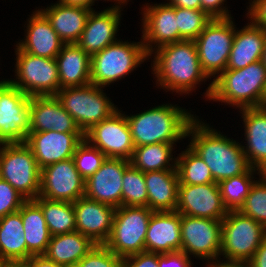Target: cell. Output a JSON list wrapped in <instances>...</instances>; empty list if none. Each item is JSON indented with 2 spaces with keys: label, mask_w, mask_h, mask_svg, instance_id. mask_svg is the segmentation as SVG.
<instances>
[{
  "label": "cell",
  "mask_w": 266,
  "mask_h": 267,
  "mask_svg": "<svg viewBox=\"0 0 266 267\" xmlns=\"http://www.w3.org/2000/svg\"><path fill=\"white\" fill-rule=\"evenodd\" d=\"M225 0H201V10L212 19L232 18L226 8H221Z\"/></svg>",
  "instance_id": "cell-45"
},
{
  "label": "cell",
  "mask_w": 266,
  "mask_h": 267,
  "mask_svg": "<svg viewBox=\"0 0 266 267\" xmlns=\"http://www.w3.org/2000/svg\"><path fill=\"white\" fill-rule=\"evenodd\" d=\"M266 239V228L239 211H228L222 220L221 251L226 262H248Z\"/></svg>",
  "instance_id": "cell-8"
},
{
  "label": "cell",
  "mask_w": 266,
  "mask_h": 267,
  "mask_svg": "<svg viewBox=\"0 0 266 267\" xmlns=\"http://www.w3.org/2000/svg\"><path fill=\"white\" fill-rule=\"evenodd\" d=\"M216 77L206 90L209 100L240 109L266 106V67L261 60L242 69H225Z\"/></svg>",
  "instance_id": "cell-3"
},
{
  "label": "cell",
  "mask_w": 266,
  "mask_h": 267,
  "mask_svg": "<svg viewBox=\"0 0 266 267\" xmlns=\"http://www.w3.org/2000/svg\"><path fill=\"white\" fill-rule=\"evenodd\" d=\"M16 76L8 80L26 95L55 96L59 91V76L55 58L34 56L16 48Z\"/></svg>",
  "instance_id": "cell-11"
},
{
  "label": "cell",
  "mask_w": 266,
  "mask_h": 267,
  "mask_svg": "<svg viewBox=\"0 0 266 267\" xmlns=\"http://www.w3.org/2000/svg\"><path fill=\"white\" fill-rule=\"evenodd\" d=\"M249 7L248 18L266 31V0H253Z\"/></svg>",
  "instance_id": "cell-46"
},
{
  "label": "cell",
  "mask_w": 266,
  "mask_h": 267,
  "mask_svg": "<svg viewBox=\"0 0 266 267\" xmlns=\"http://www.w3.org/2000/svg\"><path fill=\"white\" fill-rule=\"evenodd\" d=\"M105 159L106 156L86 139L77 146L73 155L76 169L85 180L101 167Z\"/></svg>",
  "instance_id": "cell-40"
},
{
  "label": "cell",
  "mask_w": 266,
  "mask_h": 267,
  "mask_svg": "<svg viewBox=\"0 0 266 267\" xmlns=\"http://www.w3.org/2000/svg\"><path fill=\"white\" fill-rule=\"evenodd\" d=\"M91 10L58 2L40 11L50 21L59 38L69 44L80 40Z\"/></svg>",
  "instance_id": "cell-27"
},
{
  "label": "cell",
  "mask_w": 266,
  "mask_h": 267,
  "mask_svg": "<svg viewBox=\"0 0 266 267\" xmlns=\"http://www.w3.org/2000/svg\"><path fill=\"white\" fill-rule=\"evenodd\" d=\"M147 57L149 55L143 42L129 43L118 40L91 56V84L99 87L110 85L129 75Z\"/></svg>",
  "instance_id": "cell-5"
},
{
  "label": "cell",
  "mask_w": 266,
  "mask_h": 267,
  "mask_svg": "<svg viewBox=\"0 0 266 267\" xmlns=\"http://www.w3.org/2000/svg\"><path fill=\"white\" fill-rule=\"evenodd\" d=\"M25 201L15 188L0 178V218L18 211Z\"/></svg>",
  "instance_id": "cell-42"
},
{
  "label": "cell",
  "mask_w": 266,
  "mask_h": 267,
  "mask_svg": "<svg viewBox=\"0 0 266 267\" xmlns=\"http://www.w3.org/2000/svg\"><path fill=\"white\" fill-rule=\"evenodd\" d=\"M126 118L134 146L138 147L175 144L187 137L188 126L195 117L178 106L165 104Z\"/></svg>",
  "instance_id": "cell-4"
},
{
  "label": "cell",
  "mask_w": 266,
  "mask_h": 267,
  "mask_svg": "<svg viewBox=\"0 0 266 267\" xmlns=\"http://www.w3.org/2000/svg\"><path fill=\"white\" fill-rule=\"evenodd\" d=\"M101 89L102 87L90 83L60 89L55 95L83 134L118 109Z\"/></svg>",
  "instance_id": "cell-6"
},
{
  "label": "cell",
  "mask_w": 266,
  "mask_h": 267,
  "mask_svg": "<svg viewBox=\"0 0 266 267\" xmlns=\"http://www.w3.org/2000/svg\"><path fill=\"white\" fill-rule=\"evenodd\" d=\"M192 134V135H191ZM186 136L190 147L208 165L215 182L245 173L250 165L242 145L194 118Z\"/></svg>",
  "instance_id": "cell-1"
},
{
  "label": "cell",
  "mask_w": 266,
  "mask_h": 267,
  "mask_svg": "<svg viewBox=\"0 0 266 267\" xmlns=\"http://www.w3.org/2000/svg\"><path fill=\"white\" fill-rule=\"evenodd\" d=\"M55 60L58 68L59 90L91 83V57L77 43L64 44Z\"/></svg>",
  "instance_id": "cell-26"
},
{
  "label": "cell",
  "mask_w": 266,
  "mask_h": 267,
  "mask_svg": "<svg viewBox=\"0 0 266 267\" xmlns=\"http://www.w3.org/2000/svg\"><path fill=\"white\" fill-rule=\"evenodd\" d=\"M251 187L239 212L262 224L266 228V173L260 175Z\"/></svg>",
  "instance_id": "cell-39"
},
{
  "label": "cell",
  "mask_w": 266,
  "mask_h": 267,
  "mask_svg": "<svg viewBox=\"0 0 266 267\" xmlns=\"http://www.w3.org/2000/svg\"><path fill=\"white\" fill-rule=\"evenodd\" d=\"M123 258L116 256L105 245H96L78 263L70 267H122Z\"/></svg>",
  "instance_id": "cell-41"
},
{
  "label": "cell",
  "mask_w": 266,
  "mask_h": 267,
  "mask_svg": "<svg viewBox=\"0 0 266 267\" xmlns=\"http://www.w3.org/2000/svg\"><path fill=\"white\" fill-rule=\"evenodd\" d=\"M261 62L266 67V38H265L263 53H262V57H261Z\"/></svg>",
  "instance_id": "cell-53"
},
{
  "label": "cell",
  "mask_w": 266,
  "mask_h": 267,
  "mask_svg": "<svg viewBox=\"0 0 266 267\" xmlns=\"http://www.w3.org/2000/svg\"><path fill=\"white\" fill-rule=\"evenodd\" d=\"M147 207L153 212L176 211L179 177L177 169L145 173Z\"/></svg>",
  "instance_id": "cell-28"
},
{
  "label": "cell",
  "mask_w": 266,
  "mask_h": 267,
  "mask_svg": "<svg viewBox=\"0 0 266 267\" xmlns=\"http://www.w3.org/2000/svg\"><path fill=\"white\" fill-rule=\"evenodd\" d=\"M145 173L130 165L122 179V206L147 207Z\"/></svg>",
  "instance_id": "cell-37"
},
{
  "label": "cell",
  "mask_w": 266,
  "mask_h": 267,
  "mask_svg": "<svg viewBox=\"0 0 266 267\" xmlns=\"http://www.w3.org/2000/svg\"><path fill=\"white\" fill-rule=\"evenodd\" d=\"M27 244V260L32 255H43L51 239L41 207L34 200H26L20 208Z\"/></svg>",
  "instance_id": "cell-32"
},
{
  "label": "cell",
  "mask_w": 266,
  "mask_h": 267,
  "mask_svg": "<svg viewBox=\"0 0 266 267\" xmlns=\"http://www.w3.org/2000/svg\"><path fill=\"white\" fill-rule=\"evenodd\" d=\"M31 97L8 80L0 81V145L26 142Z\"/></svg>",
  "instance_id": "cell-12"
},
{
  "label": "cell",
  "mask_w": 266,
  "mask_h": 267,
  "mask_svg": "<svg viewBox=\"0 0 266 267\" xmlns=\"http://www.w3.org/2000/svg\"><path fill=\"white\" fill-rule=\"evenodd\" d=\"M248 263L252 267H266V239L260 244Z\"/></svg>",
  "instance_id": "cell-48"
},
{
  "label": "cell",
  "mask_w": 266,
  "mask_h": 267,
  "mask_svg": "<svg viewBox=\"0 0 266 267\" xmlns=\"http://www.w3.org/2000/svg\"><path fill=\"white\" fill-rule=\"evenodd\" d=\"M39 196L67 202L85 196V179L77 171L73 158L41 169Z\"/></svg>",
  "instance_id": "cell-15"
},
{
  "label": "cell",
  "mask_w": 266,
  "mask_h": 267,
  "mask_svg": "<svg viewBox=\"0 0 266 267\" xmlns=\"http://www.w3.org/2000/svg\"><path fill=\"white\" fill-rule=\"evenodd\" d=\"M176 211L182 215L223 220L228 214L218 183L179 184Z\"/></svg>",
  "instance_id": "cell-16"
},
{
  "label": "cell",
  "mask_w": 266,
  "mask_h": 267,
  "mask_svg": "<svg viewBox=\"0 0 266 267\" xmlns=\"http://www.w3.org/2000/svg\"><path fill=\"white\" fill-rule=\"evenodd\" d=\"M258 169L249 168L245 173L218 182L219 191L228 211H239L255 180L252 174ZM253 178V179H252Z\"/></svg>",
  "instance_id": "cell-36"
},
{
  "label": "cell",
  "mask_w": 266,
  "mask_h": 267,
  "mask_svg": "<svg viewBox=\"0 0 266 267\" xmlns=\"http://www.w3.org/2000/svg\"><path fill=\"white\" fill-rule=\"evenodd\" d=\"M221 233L222 220L181 214V251L208 262L213 260L207 267L219 261Z\"/></svg>",
  "instance_id": "cell-13"
},
{
  "label": "cell",
  "mask_w": 266,
  "mask_h": 267,
  "mask_svg": "<svg viewBox=\"0 0 266 267\" xmlns=\"http://www.w3.org/2000/svg\"><path fill=\"white\" fill-rule=\"evenodd\" d=\"M152 213L145 206L116 208L112 231L104 245L121 258L145 251V237Z\"/></svg>",
  "instance_id": "cell-9"
},
{
  "label": "cell",
  "mask_w": 266,
  "mask_h": 267,
  "mask_svg": "<svg viewBox=\"0 0 266 267\" xmlns=\"http://www.w3.org/2000/svg\"><path fill=\"white\" fill-rule=\"evenodd\" d=\"M246 146H242L251 168L266 173V106L243 108Z\"/></svg>",
  "instance_id": "cell-24"
},
{
  "label": "cell",
  "mask_w": 266,
  "mask_h": 267,
  "mask_svg": "<svg viewBox=\"0 0 266 267\" xmlns=\"http://www.w3.org/2000/svg\"><path fill=\"white\" fill-rule=\"evenodd\" d=\"M210 267H252L248 262H220L214 263Z\"/></svg>",
  "instance_id": "cell-51"
},
{
  "label": "cell",
  "mask_w": 266,
  "mask_h": 267,
  "mask_svg": "<svg viewBox=\"0 0 266 267\" xmlns=\"http://www.w3.org/2000/svg\"><path fill=\"white\" fill-rule=\"evenodd\" d=\"M59 2L66 5L81 6L90 9H92L91 6L94 5L92 0H59Z\"/></svg>",
  "instance_id": "cell-50"
},
{
  "label": "cell",
  "mask_w": 266,
  "mask_h": 267,
  "mask_svg": "<svg viewBox=\"0 0 266 267\" xmlns=\"http://www.w3.org/2000/svg\"><path fill=\"white\" fill-rule=\"evenodd\" d=\"M25 41L16 46L34 56L56 58L65 44L52 28L50 21L39 10L29 18Z\"/></svg>",
  "instance_id": "cell-25"
},
{
  "label": "cell",
  "mask_w": 266,
  "mask_h": 267,
  "mask_svg": "<svg viewBox=\"0 0 266 267\" xmlns=\"http://www.w3.org/2000/svg\"><path fill=\"white\" fill-rule=\"evenodd\" d=\"M97 244L78 231L51 236L46 252L47 259L67 267L78 263Z\"/></svg>",
  "instance_id": "cell-30"
},
{
  "label": "cell",
  "mask_w": 266,
  "mask_h": 267,
  "mask_svg": "<svg viewBox=\"0 0 266 267\" xmlns=\"http://www.w3.org/2000/svg\"><path fill=\"white\" fill-rule=\"evenodd\" d=\"M173 7L201 9V0H169Z\"/></svg>",
  "instance_id": "cell-49"
},
{
  "label": "cell",
  "mask_w": 266,
  "mask_h": 267,
  "mask_svg": "<svg viewBox=\"0 0 266 267\" xmlns=\"http://www.w3.org/2000/svg\"><path fill=\"white\" fill-rule=\"evenodd\" d=\"M122 267H159L158 253L143 251L123 258Z\"/></svg>",
  "instance_id": "cell-43"
},
{
  "label": "cell",
  "mask_w": 266,
  "mask_h": 267,
  "mask_svg": "<svg viewBox=\"0 0 266 267\" xmlns=\"http://www.w3.org/2000/svg\"><path fill=\"white\" fill-rule=\"evenodd\" d=\"M143 44L149 56L156 43L158 48L178 42L176 7L169 3L144 7L143 12Z\"/></svg>",
  "instance_id": "cell-20"
},
{
  "label": "cell",
  "mask_w": 266,
  "mask_h": 267,
  "mask_svg": "<svg viewBox=\"0 0 266 267\" xmlns=\"http://www.w3.org/2000/svg\"><path fill=\"white\" fill-rule=\"evenodd\" d=\"M173 147V144L168 143L135 147L130 164L144 173L176 169V158L174 163L170 164V161L173 160L171 155Z\"/></svg>",
  "instance_id": "cell-33"
},
{
  "label": "cell",
  "mask_w": 266,
  "mask_h": 267,
  "mask_svg": "<svg viewBox=\"0 0 266 267\" xmlns=\"http://www.w3.org/2000/svg\"><path fill=\"white\" fill-rule=\"evenodd\" d=\"M29 109L30 132L82 133L56 96H32Z\"/></svg>",
  "instance_id": "cell-21"
},
{
  "label": "cell",
  "mask_w": 266,
  "mask_h": 267,
  "mask_svg": "<svg viewBox=\"0 0 266 267\" xmlns=\"http://www.w3.org/2000/svg\"><path fill=\"white\" fill-rule=\"evenodd\" d=\"M93 3L95 2V0H92ZM109 1V0H108ZM115 1H118L119 5H121L122 3H125L127 2V0H115ZM121 3V4H120Z\"/></svg>",
  "instance_id": "cell-54"
},
{
  "label": "cell",
  "mask_w": 266,
  "mask_h": 267,
  "mask_svg": "<svg viewBox=\"0 0 266 267\" xmlns=\"http://www.w3.org/2000/svg\"><path fill=\"white\" fill-rule=\"evenodd\" d=\"M266 31L253 23L235 30L233 45L226 69H242L261 60Z\"/></svg>",
  "instance_id": "cell-29"
},
{
  "label": "cell",
  "mask_w": 266,
  "mask_h": 267,
  "mask_svg": "<svg viewBox=\"0 0 266 267\" xmlns=\"http://www.w3.org/2000/svg\"><path fill=\"white\" fill-rule=\"evenodd\" d=\"M0 267H26L24 263H0Z\"/></svg>",
  "instance_id": "cell-52"
},
{
  "label": "cell",
  "mask_w": 266,
  "mask_h": 267,
  "mask_svg": "<svg viewBox=\"0 0 266 267\" xmlns=\"http://www.w3.org/2000/svg\"><path fill=\"white\" fill-rule=\"evenodd\" d=\"M179 184L199 185L214 183L208 165L190 147L176 158Z\"/></svg>",
  "instance_id": "cell-35"
},
{
  "label": "cell",
  "mask_w": 266,
  "mask_h": 267,
  "mask_svg": "<svg viewBox=\"0 0 266 267\" xmlns=\"http://www.w3.org/2000/svg\"><path fill=\"white\" fill-rule=\"evenodd\" d=\"M40 176L41 169L25 142L2 144L0 178L6 180L26 200H34L39 196Z\"/></svg>",
  "instance_id": "cell-7"
},
{
  "label": "cell",
  "mask_w": 266,
  "mask_h": 267,
  "mask_svg": "<svg viewBox=\"0 0 266 267\" xmlns=\"http://www.w3.org/2000/svg\"><path fill=\"white\" fill-rule=\"evenodd\" d=\"M130 161L106 158L101 167L85 180V197L115 208L122 206V179Z\"/></svg>",
  "instance_id": "cell-17"
},
{
  "label": "cell",
  "mask_w": 266,
  "mask_h": 267,
  "mask_svg": "<svg viewBox=\"0 0 266 267\" xmlns=\"http://www.w3.org/2000/svg\"><path fill=\"white\" fill-rule=\"evenodd\" d=\"M159 267H190V257L182 252L176 251L173 253H158Z\"/></svg>",
  "instance_id": "cell-44"
},
{
  "label": "cell",
  "mask_w": 266,
  "mask_h": 267,
  "mask_svg": "<svg viewBox=\"0 0 266 267\" xmlns=\"http://www.w3.org/2000/svg\"><path fill=\"white\" fill-rule=\"evenodd\" d=\"M76 231L97 245H104L110 237L116 208L85 196L73 202Z\"/></svg>",
  "instance_id": "cell-19"
},
{
  "label": "cell",
  "mask_w": 266,
  "mask_h": 267,
  "mask_svg": "<svg viewBox=\"0 0 266 267\" xmlns=\"http://www.w3.org/2000/svg\"><path fill=\"white\" fill-rule=\"evenodd\" d=\"M83 133H59L53 130L29 132L26 144L31 148L40 169L73 158Z\"/></svg>",
  "instance_id": "cell-18"
},
{
  "label": "cell",
  "mask_w": 266,
  "mask_h": 267,
  "mask_svg": "<svg viewBox=\"0 0 266 267\" xmlns=\"http://www.w3.org/2000/svg\"><path fill=\"white\" fill-rule=\"evenodd\" d=\"M234 26L231 18L212 19L194 40L200 66L208 78L219 76L226 69L235 36Z\"/></svg>",
  "instance_id": "cell-10"
},
{
  "label": "cell",
  "mask_w": 266,
  "mask_h": 267,
  "mask_svg": "<svg viewBox=\"0 0 266 267\" xmlns=\"http://www.w3.org/2000/svg\"><path fill=\"white\" fill-rule=\"evenodd\" d=\"M153 74L156 83L176 93H190L195 85L208 77L200 66L195 41H180L155 49Z\"/></svg>",
  "instance_id": "cell-2"
},
{
  "label": "cell",
  "mask_w": 266,
  "mask_h": 267,
  "mask_svg": "<svg viewBox=\"0 0 266 267\" xmlns=\"http://www.w3.org/2000/svg\"><path fill=\"white\" fill-rule=\"evenodd\" d=\"M34 201L41 207L51 236L76 231L73 202L48 200L40 196Z\"/></svg>",
  "instance_id": "cell-34"
},
{
  "label": "cell",
  "mask_w": 266,
  "mask_h": 267,
  "mask_svg": "<svg viewBox=\"0 0 266 267\" xmlns=\"http://www.w3.org/2000/svg\"><path fill=\"white\" fill-rule=\"evenodd\" d=\"M117 110L110 117L95 124L84 134L91 145L98 148L106 158L131 160L134 143L126 115Z\"/></svg>",
  "instance_id": "cell-14"
},
{
  "label": "cell",
  "mask_w": 266,
  "mask_h": 267,
  "mask_svg": "<svg viewBox=\"0 0 266 267\" xmlns=\"http://www.w3.org/2000/svg\"><path fill=\"white\" fill-rule=\"evenodd\" d=\"M120 6L115 5L99 13L91 10L86 26L77 44L91 57L117 42L115 38L120 24Z\"/></svg>",
  "instance_id": "cell-22"
},
{
  "label": "cell",
  "mask_w": 266,
  "mask_h": 267,
  "mask_svg": "<svg viewBox=\"0 0 266 267\" xmlns=\"http://www.w3.org/2000/svg\"><path fill=\"white\" fill-rule=\"evenodd\" d=\"M20 209L0 218V263H24L27 244Z\"/></svg>",
  "instance_id": "cell-31"
},
{
  "label": "cell",
  "mask_w": 266,
  "mask_h": 267,
  "mask_svg": "<svg viewBox=\"0 0 266 267\" xmlns=\"http://www.w3.org/2000/svg\"><path fill=\"white\" fill-rule=\"evenodd\" d=\"M178 42L194 41L212 20L201 9H188L176 7Z\"/></svg>",
  "instance_id": "cell-38"
},
{
  "label": "cell",
  "mask_w": 266,
  "mask_h": 267,
  "mask_svg": "<svg viewBox=\"0 0 266 267\" xmlns=\"http://www.w3.org/2000/svg\"><path fill=\"white\" fill-rule=\"evenodd\" d=\"M24 264L26 267H67L47 259L44 255H32Z\"/></svg>",
  "instance_id": "cell-47"
},
{
  "label": "cell",
  "mask_w": 266,
  "mask_h": 267,
  "mask_svg": "<svg viewBox=\"0 0 266 267\" xmlns=\"http://www.w3.org/2000/svg\"><path fill=\"white\" fill-rule=\"evenodd\" d=\"M145 251L173 253L181 251V214L177 211L153 212L145 237Z\"/></svg>",
  "instance_id": "cell-23"
}]
</instances>
